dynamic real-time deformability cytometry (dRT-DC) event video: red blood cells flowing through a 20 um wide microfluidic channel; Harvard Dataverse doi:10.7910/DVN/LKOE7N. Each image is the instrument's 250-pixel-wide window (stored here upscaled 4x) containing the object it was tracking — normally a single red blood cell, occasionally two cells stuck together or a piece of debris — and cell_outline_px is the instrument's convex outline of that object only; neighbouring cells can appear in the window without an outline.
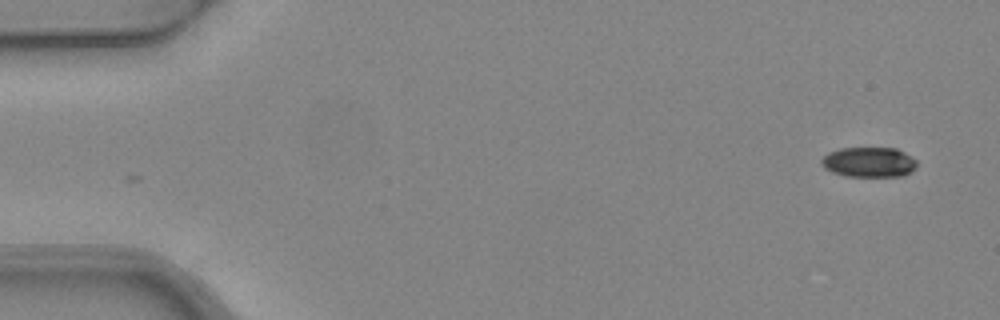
{"species": "common noctule bat (a hibernating species)", "species_latin": "Nyctalus noctula", "temperature_condition": "warm", "stored_images_in_passage": 2, "camera_frame_rate_fps": 3000, "um_per_image_px": 0.085, "animal": {"sex": "female", "body_mass_g": 24.6, "forearm_length_mm": 56.2}, "frame": {"image": 1, "passage_image": 2, "time_ms": 0.333, "image_size_px": [1000, 320], "cell_outline_px": [[916, 168], [912, 172], [904, 176], [844, 176], [832, 172], [824, 168], [820, 164], [820, 160], [828, 152], [840, 148], [896, 148], [912, 156], [916, 160]], "centroid_in_image_um": [73.86, 13.78], "position_along_channel_um": 11.1, "area_um2": 16.94}}